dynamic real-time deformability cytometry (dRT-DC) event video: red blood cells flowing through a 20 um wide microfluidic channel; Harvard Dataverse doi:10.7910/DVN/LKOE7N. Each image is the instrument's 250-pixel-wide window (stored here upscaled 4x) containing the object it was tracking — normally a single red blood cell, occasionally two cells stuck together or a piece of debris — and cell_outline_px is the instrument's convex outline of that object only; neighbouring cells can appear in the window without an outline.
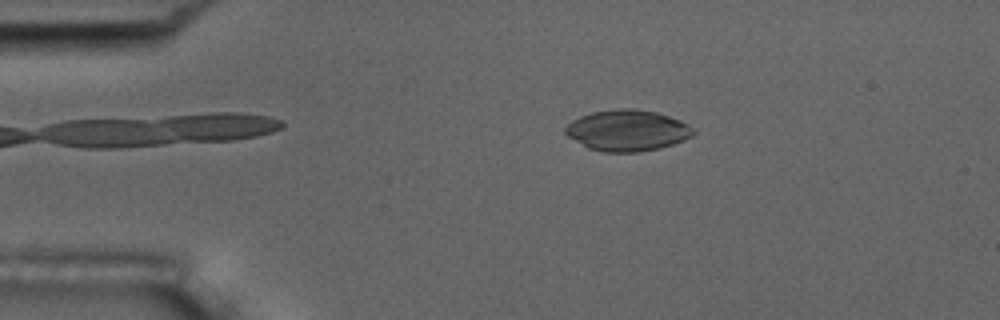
{"species": "common noctule bat (a hibernating species)", "species_latin": "Nyctalus noctula", "temperature_condition": "room temperature", "stored_images_in_passage": 5, "camera_frame_rate_fps": 3000, "um_per_image_px": 0.085, "animal": {"sex": "male", "body_mass_g": 17.5, "forearm_length_mm": 52.3}, "frame": {"image": 1, "passage_image": 3, "time_ms": 2.333, "image_size_px": [1000, 320], "cell_outline_px": [[696, 132], [692, 136], [684, 140], [660, 148], [640, 152], [604, 152], [588, 148], [568, 136], [564, 132], [564, 128], [572, 120], [580, 116], [592, 112], [620, 108], [632, 108], [656, 112], [680, 120], [688, 124]], "centroid_in_image_um": [53.32, 11.09], "position_along_channel_um": 31.7, "area_um2": 30.63}}